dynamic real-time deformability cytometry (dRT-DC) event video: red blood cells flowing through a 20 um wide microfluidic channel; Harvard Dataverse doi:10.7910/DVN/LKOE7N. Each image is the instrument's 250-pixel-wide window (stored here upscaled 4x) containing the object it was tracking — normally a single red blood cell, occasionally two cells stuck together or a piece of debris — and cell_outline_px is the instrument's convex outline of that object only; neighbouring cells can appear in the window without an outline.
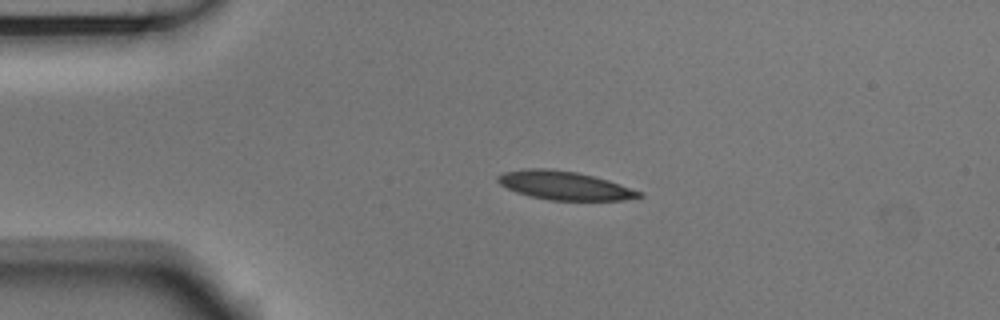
{"species": "Egyptian fruit bat (a non-hibernating species)", "species_latin": "Rousettus aegyptiacus", "temperature_condition": "room temperature", "stored_images_in_passage": 43, "camera_frame_rate_fps": 3000, "um_per_image_px": 0.085, "animal": {"sex": "male"}, "frame": {"image": 1, "passage_image": 1, "time_ms": 0.0, "image_size_px": [1000, 320], "cell_outline_px": [[644, 196], [624, 200], [548, 200], [528, 196], [516, 192], [500, 184], [496, 180], [496, 176], [504, 172], [528, 168], [548, 168], [576, 172], [608, 180], [644, 192]], "centroid_in_image_um": [47.98, 15.77], "position_along_channel_um": 37.0, "area_um2": 23.58}}
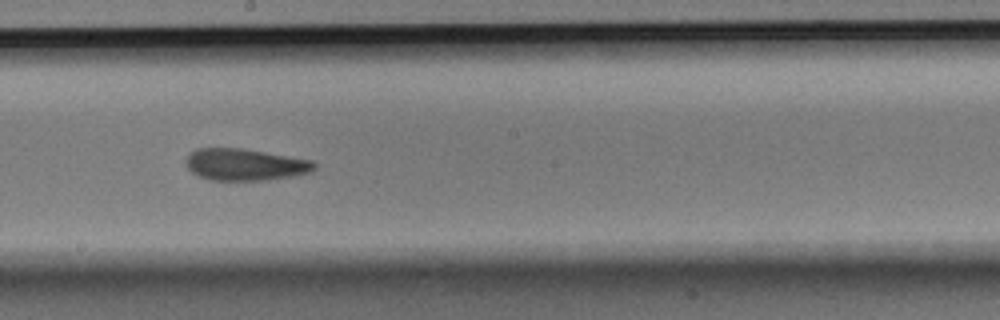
{"frame": {"image": 2, "passage_image": 19, "time_ms": 6.0, "image_size_px": [1000, 320], "cell_outline_px": [[316, 168], [312, 172], [296, 176], [264, 180], [208, 180], [192, 172], [188, 168], [184, 160], [196, 148], [240, 148], [312, 160], [316, 164]], "centroid_in_image_um": [20.84, 14.0], "position_along_channel_um": 227.4, "area_um2": 23.81}}
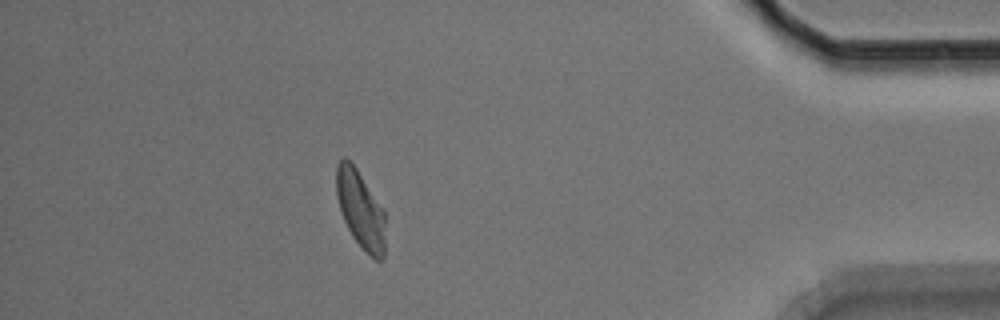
{"frame": {"image": 3, "passage_image": 37, "time_ms": 12.0, "image_size_px": [1000, 320], "cell_outline_px": [[384, 260], [376, 260], [352, 236], [344, 220], [336, 196], [336, 164], [344, 156], [356, 168], [384, 212]], "centroid_in_image_um": [30.61, 17.78], "position_along_channel_um": 404.6, "area_um2": 21.5}, "authors_computed_cell_mechanics": {"area_um2": 23.8136, "velocity_mm_per_s": 3.7167, "shape_relaxation_time_tau1_ms": null, "shape_relaxation_time_tau2_ms": 2.773, "deformation_change_tau1": null, "deformation_change_tau2": 0.0904}}